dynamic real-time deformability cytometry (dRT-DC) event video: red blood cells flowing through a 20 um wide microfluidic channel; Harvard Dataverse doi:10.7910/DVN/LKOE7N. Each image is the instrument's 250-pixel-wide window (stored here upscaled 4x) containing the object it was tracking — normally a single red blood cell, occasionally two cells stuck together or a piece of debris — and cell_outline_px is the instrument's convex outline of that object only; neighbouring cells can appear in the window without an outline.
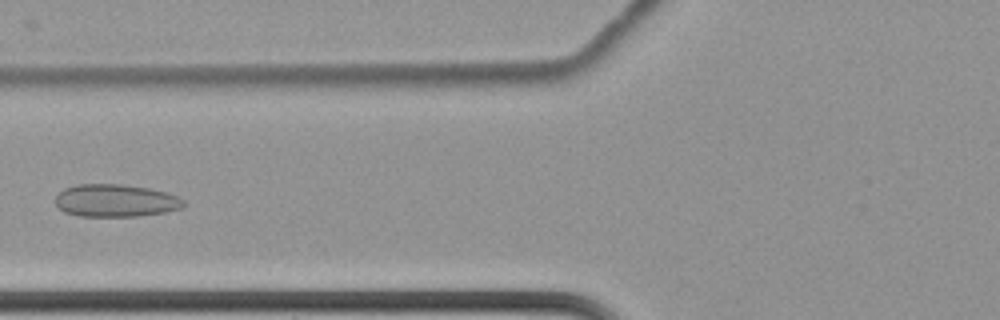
{"species": "common noctule bat (a hibernating species)", "species_latin": "Nyctalus noctula", "temperature_condition": "cold", "stored_images_in_passage": 7, "camera_frame_rate_fps": 3000, "um_per_image_px": 0.085, "animal": {"sex": "female", "body_mass_g": 22.7, "forearm_length_mm": 54.2}, "frame": {"image": 1, "passage_image": 7, "time_ms": 2.0, "image_size_px": [1000, 320], "cell_outline_px": [[184, 208], [164, 212], [136, 216], [80, 216], [64, 212], [56, 204], [56, 196], [64, 188], [76, 184], [120, 184], [148, 188], [164, 192], [176, 196], [184, 200]], "centroid_in_image_um": [9.81, 17.05], "position_along_channel_um": 116.0, "area_um2": 24.22}}